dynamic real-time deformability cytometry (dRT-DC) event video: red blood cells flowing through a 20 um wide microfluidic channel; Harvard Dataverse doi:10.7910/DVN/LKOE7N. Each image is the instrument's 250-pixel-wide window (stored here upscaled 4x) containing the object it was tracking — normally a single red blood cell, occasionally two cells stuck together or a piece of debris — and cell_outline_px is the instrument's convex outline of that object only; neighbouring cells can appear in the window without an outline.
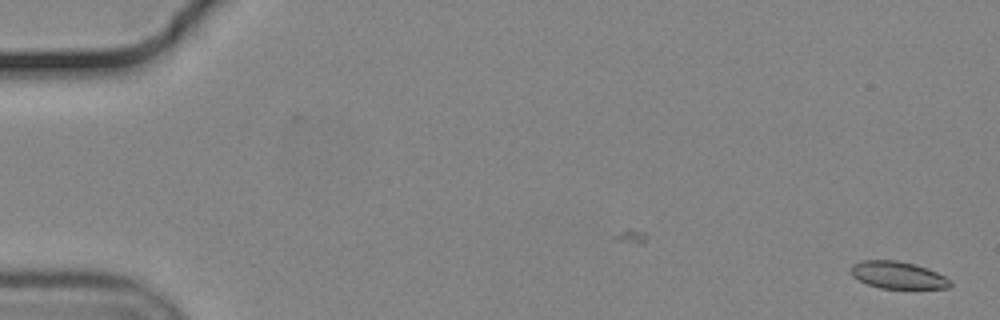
{"species": "common noctule bat (a hibernating species)", "species_latin": "Nyctalus noctula", "temperature_condition": "cold", "stored_images_in_passage": 56, "camera_frame_rate_fps": 3000, "um_per_image_px": 0.085, "animal": {"sex": "male", "body_mass_g": 19.2, "forearm_length_mm": 51.8}, "frame": {"image": 1, "passage_image": 1, "time_ms": 0.0, "image_size_px": [1000, 320], "cell_outline_px": [[952, 284], [948, 288], [880, 288], [868, 284], [852, 276], [852, 264], [860, 260], [896, 260], [916, 264], [928, 268], [952, 280]], "centroid_in_image_um": [76.34, 23.37], "position_along_channel_um": 8.7, "area_um2": 15.72}}
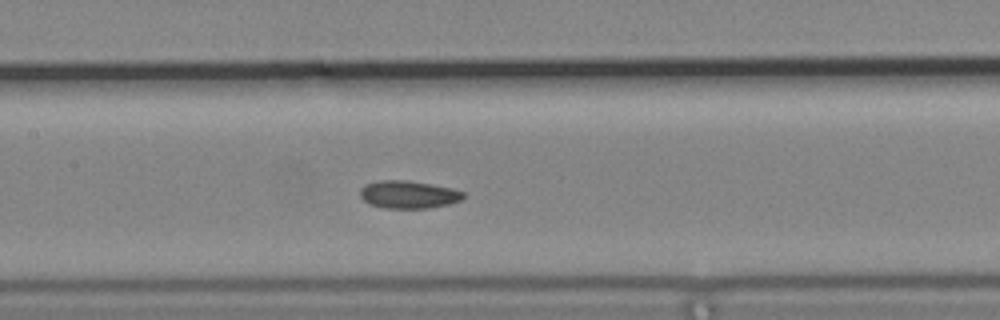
{"frame": {"image": 2, "passage_image": 27, "time_ms": 8.667, "image_size_px": [1000, 320], "cell_outline_px": [[464, 196], [460, 200], [448, 204], [428, 208], [384, 208], [368, 204], [360, 196], [360, 188], [364, 184], [380, 180], [408, 180], [452, 188], [464, 192]], "centroid_in_image_um": [34.68, 16.53], "position_along_channel_um": 172.7, "area_um2": 16.7}}
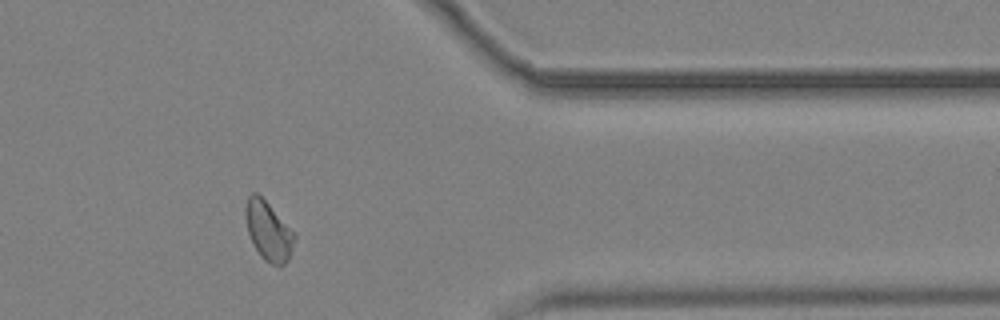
{"frame": {"image": 3, "passage_image": 46, "time_ms": 15.0, "image_size_px": [1000, 320], "cell_outline_px": [[296, 236], [288, 260], [284, 264], [272, 264], [264, 260], [260, 256], [252, 244], [248, 232], [244, 216], [244, 208], [248, 196], [252, 192], [256, 192], [268, 204]], "centroid_in_image_um": [22.76, 19.63], "position_along_channel_um": 388.6, "area_um2": 16.53}, "authors_computed_cell_mechanics": {"area_um2": 16.7042, "velocity_mm_per_s": 3.6837, "shape_relaxation_time_tau1_ms": 8.0268, "shape_relaxation_time_tau2_ms": 3.9367, "deformation_change_tau1": 0.1212, "deformation_change_tau2": 0.069}}